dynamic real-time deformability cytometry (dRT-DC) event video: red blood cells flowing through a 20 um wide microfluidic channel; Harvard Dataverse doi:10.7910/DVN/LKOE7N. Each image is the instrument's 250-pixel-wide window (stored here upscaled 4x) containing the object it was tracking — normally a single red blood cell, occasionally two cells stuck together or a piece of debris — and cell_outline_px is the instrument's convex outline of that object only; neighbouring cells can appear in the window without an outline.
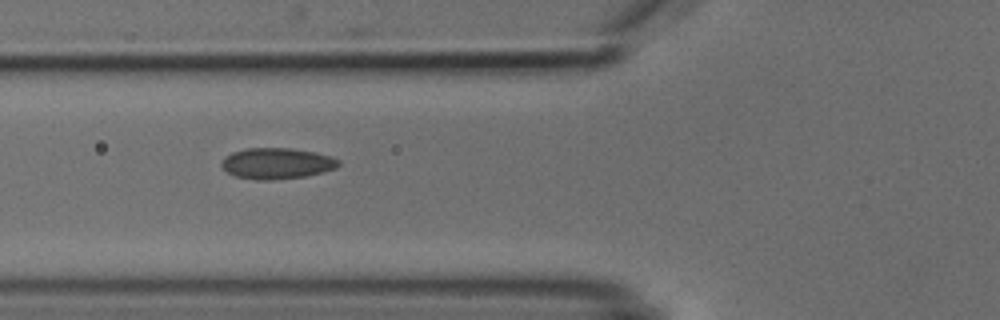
{"species": "common noctule bat (a hibernating species)", "species_latin": "Nyctalus noctula", "temperature_condition": "cold", "stored_images_in_passage": 10, "camera_frame_rate_fps": 3000, "um_per_image_px": 0.085, "animal": {"sex": "male", "body_mass_g": 18.8}, "frame": {"image": 1, "passage_image": 5, "time_ms": 5.333, "image_size_px": [1000, 320], "cell_outline_px": [[340, 164], [336, 168], [324, 172], [304, 176], [268, 180], [256, 180], [236, 176], [228, 172], [220, 164], [224, 156], [232, 152], [248, 148], [292, 148], [316, 152], [332, 156], [340, 160]], "centroid_in_image_um": [23.55, 13.88], "position_along_channel_um": 102.2, "area_um2": 21.21}}
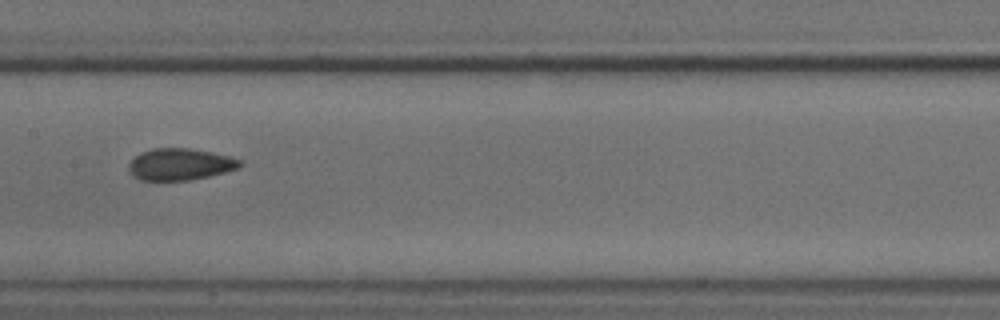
{"frame": {"image": 2, "passage_image": 7, "time_ms": 7.667, "image_size_px": [1000, 320], "cell_outline_px": [[240, 168], [208, 176], [188, 180], [140, 180], [132, 176], [128, 168], [128, 164], [136, 156], [152, 148], [192, 148], [228, 156], [240, 160]], "centroid_in_image_um": [15.28, 13.97], "position_along_channel_um": 192.1, "area_um2": 20.35}}
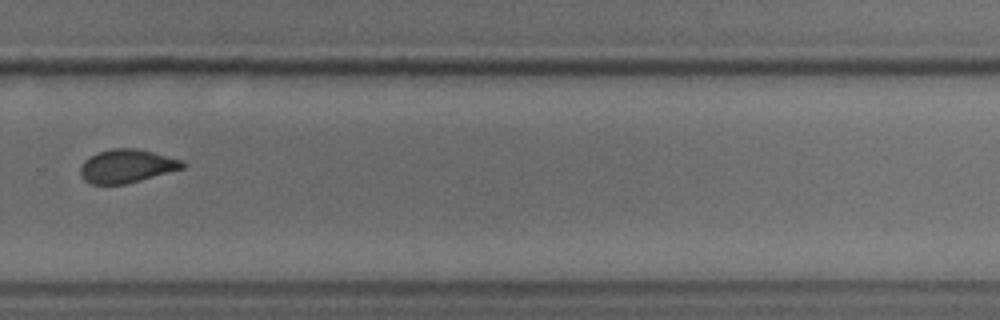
{"frame": {"image": 3, "passage_image": 10, "time_ms": 11.0, "image_size_px": [1000, 320], "cell_outline_px": [[188, 164], [184, 168], [140, 180], [124, 184], [92, 184], [84, 180], [80, 172], [80, 168], [84, 160], [96, 152], [112, 148], [136, 148], [184, 160]], "centroid_in_image_um": [10.79, 14.1], "position_along_channel_um": 319.0, "area_um2": 19.94}}